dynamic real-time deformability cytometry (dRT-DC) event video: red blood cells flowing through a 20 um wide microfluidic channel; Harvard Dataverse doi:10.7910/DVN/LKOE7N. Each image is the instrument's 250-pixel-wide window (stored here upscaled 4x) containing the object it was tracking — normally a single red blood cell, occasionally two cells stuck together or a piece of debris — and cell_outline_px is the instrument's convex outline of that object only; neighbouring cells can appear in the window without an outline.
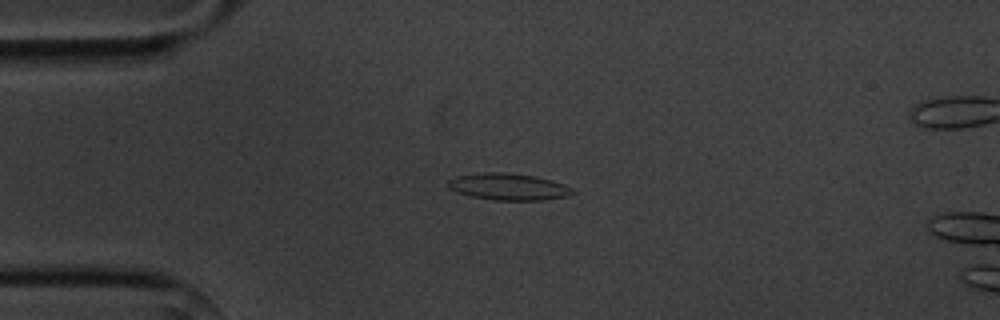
{"species": "common noctule bat (a hibernating species)", "species_latin": "Nyctalus noctula", "temperature_condition": "cold", "stored_images_in_passage": 4, "camera_frame_rate_fps": 3000, "um_per_image_px": 0.085, "animal": {"sex": "male", "body_mass_g": 20.1, "forearm_length_mm": 53.5}, "frame": {"image": 1, "passage_image": 2, "time_ms": 3.0, "image_size_px": [1000, 320], "cell_outline_px": [[576, 192], [568, 196], [544, 200], [492, 200], [468, 196], [456, 192], [448, 188], [448, 180], [456, 176], [484, 172], [504, 172], [536, 176], [552, 180], [564, 184], [572, 188]], "centroid_in_image_um": [43.21, 15.87], "position_along_channel_um": 41.8, "area_um2": 19.65}}